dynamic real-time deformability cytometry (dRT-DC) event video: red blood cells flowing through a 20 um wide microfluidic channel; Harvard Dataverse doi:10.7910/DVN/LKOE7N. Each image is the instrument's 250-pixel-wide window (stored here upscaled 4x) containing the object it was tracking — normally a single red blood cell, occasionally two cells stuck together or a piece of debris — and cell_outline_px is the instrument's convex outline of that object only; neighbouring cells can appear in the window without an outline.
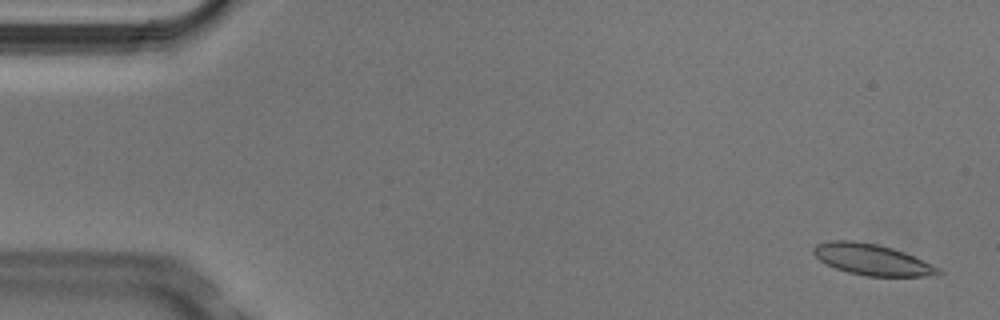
{"species": "Egyptian fruit bat (a non-hibernating species)", "species_latin": "Rousettus aegyptiacus", "temperature_condition": "cold", "stored_images_in_passage": 5, "camera_frame_rate_fps": 3000, "um_per_image_px": 0.085, "animal": {"sex": "male"}, "frame": {"image": 1, "passage_image": 1, "time_ms": 0.0, "image_size_px": [1000, 320], "cell_outline_px": [[944, 272], [924, 276], [864, 276], [848, 272], [836, 268], [820, 260], [812, 252], [812, 248], [816, 244], [828, 240], [852, 240], [880, 244], [904, 252], [940, 268]], "centroid_in_image_um": [74.08, 22.05], "position_along_channel_um": 10.9, "area_um2": 22.54}}